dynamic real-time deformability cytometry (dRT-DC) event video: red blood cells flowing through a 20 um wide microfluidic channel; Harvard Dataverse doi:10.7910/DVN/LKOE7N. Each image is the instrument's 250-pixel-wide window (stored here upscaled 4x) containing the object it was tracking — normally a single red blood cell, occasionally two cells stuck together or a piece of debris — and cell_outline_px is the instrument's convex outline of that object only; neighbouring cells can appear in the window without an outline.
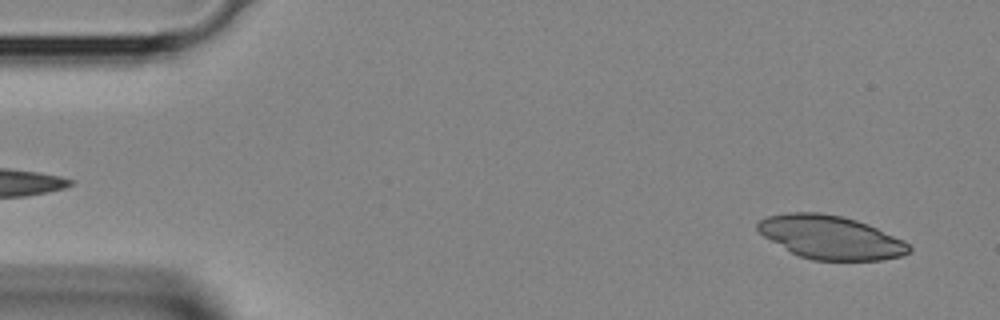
{"species": "Egyptian fruit bat (a non-hibernating species)", "species_latin": "Rousettus aegyptiacus", "temperature_condition": "room temperature", "stored_images_in_passage": 11, "camera_frame_rate_fps": 3000, "um_per_image_px": 0.085, "animal": {"sex": "female"}, "frame": {"image": 1, "passage_image": 2, "time_ms": 0.333, "image_size_px": [1000, 320], "cell_outline_px": [[912, 252], [900, 256], [880, 260], [812, 260], [800, 256], [792, 252], [764, 236], [756, 228], [756, 224], [760, 220], [768, 216], [788, 212], [820, 212], [844, 216], [868, 224], [904, 240], [912, 248]], "centroid_in_image_um": [70.63, 20.16], "position_along_channel_um": 14.4, "area_um2": 38.21}}